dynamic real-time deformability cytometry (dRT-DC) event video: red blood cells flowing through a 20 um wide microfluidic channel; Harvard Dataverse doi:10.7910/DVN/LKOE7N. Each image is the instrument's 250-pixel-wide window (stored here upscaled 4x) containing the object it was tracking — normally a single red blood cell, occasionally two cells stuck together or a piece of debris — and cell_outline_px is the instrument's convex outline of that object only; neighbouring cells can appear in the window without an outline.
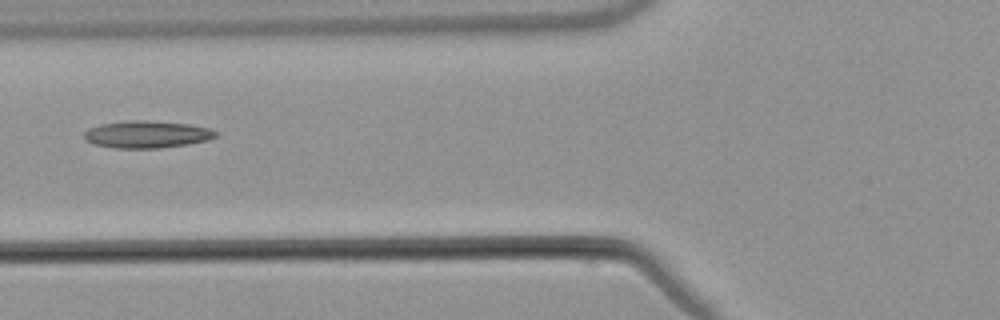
{"species": "common noctule bat (a hibernating species)", "species_latin": "Nyctalus noctula", "temperature_condition": "warm", "stored_images_in_passage": 6, "camera_frame_rate_fps": 3000, "um_per_image_px": 0.085, "animal": {"sex": "male", "body_mass_g": 21.5, "forearm_length_mm": 52.0}, "frame": {"image": 1, "passage_image": 6, "time_ms": 7.0, "image_size_px": [1000, 320], "cell_outline_px": [[216, 136], [208, 140], [188, 144], [160, 148], [116, 148], [96, 144], [84, 140], [84, 132], [88, 128], [100, 124], [132, 120], [148, 120], [188, 124], [212, 128], [216, 132]], "centroid_in_image_um": [12.49, 11.42], "position_along_channel_um": 113.3, "area_um2": 20.87}}